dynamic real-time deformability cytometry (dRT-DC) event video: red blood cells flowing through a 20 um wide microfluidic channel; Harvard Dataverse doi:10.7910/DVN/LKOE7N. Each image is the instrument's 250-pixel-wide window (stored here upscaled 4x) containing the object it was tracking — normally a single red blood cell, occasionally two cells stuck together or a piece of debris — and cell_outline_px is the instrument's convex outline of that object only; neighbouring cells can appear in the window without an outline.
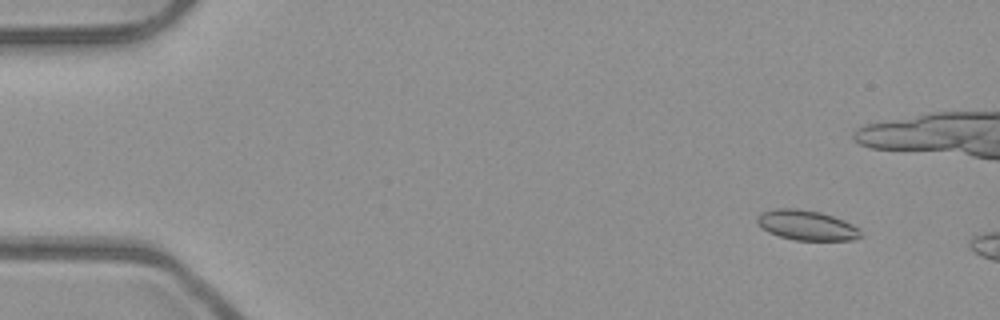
{"species": "common noctule bat (a hibernating species)", "species_latin": "Nyctalus noctula", "temperature_condition": "room temperature", "stored_images_in_passage": 10, "camera_frame_rate_fps": 3000, "um_per_image_px": 0.085, "animal": {"sex": "male", "body_mass_g": 23.1, "forearm_length_mm": 52.7}, "frame": {"image": 1, "passage_image": 5, "time_ms": 1.333, "image_size_px": [1000, 320], "cell_outline_px": [[864, 236], [852, 240], [796, 240], [780, 236], [768, 232], [756, 220], [756, 216], [760, 212], [776, 208], [796, 208], [820, 212], [844, 220], [860, 228]], "centroid_in_image_um": [68.6, 19.14], "position_along_channel_um": 16.4, "area_um2": 18.15}}